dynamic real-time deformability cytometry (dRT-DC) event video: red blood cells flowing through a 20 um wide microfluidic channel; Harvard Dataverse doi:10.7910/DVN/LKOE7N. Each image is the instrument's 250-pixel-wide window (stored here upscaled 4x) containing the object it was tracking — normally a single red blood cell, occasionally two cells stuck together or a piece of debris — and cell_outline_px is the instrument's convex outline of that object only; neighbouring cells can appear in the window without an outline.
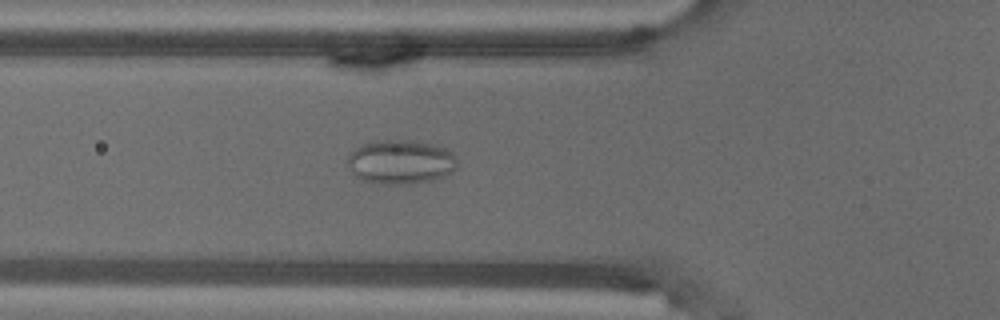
{"species": "common noctule bat (a hibernating species)", "species_latin": "Nyctalus noctula", "temperature_condition": "warm", "stored_images_in_passage": 56, "camera_frame_rate_fps": 3000, "um_per_image_px": 0.085, "animal": {"sex": "male", "body_mass_g": 18.8}, "frame": {"image": 1, "passage_image": 20, "time_ms": 6.333, "image_size_px": [1000, 320], "cell_outline_px": [[456, 168], [452, 172], [432, 180], [408, 184], [380, 184], [364, 180], [356, 176], [348, 164], [348, 156], [356, 148], [364, 144], [380, 140], [412, 140], [436, 144], [448, 148], [456, 156]], "centroid_in_image_um": [34.1, 13.75], "position_along_channel_um": 91.7, "area_um2": 28.21}}
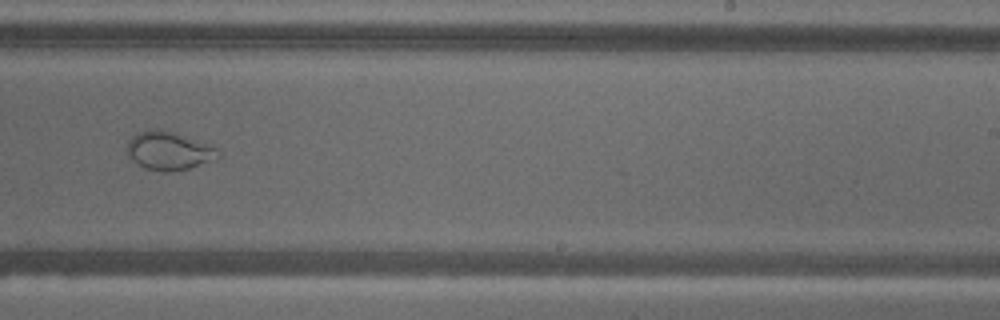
{"frame": {"image": 2, "passage_image": 35, "time_ms": 11.333, "image_size_px": [1000, 320], "cell_outline_px": [[220, 156], [188, 168], [168, 172], [164, 172], [144, 168], [132, 160], [128, 156], [128, 140], [132, 136], [140, 132], [156, 128], [160, 128], [208, 144], [216, 148], [220, 152]], "centroid_in_image_um": [14.31, 12.81], "position_along_channel_um": 274.7, "area_um2": 19.94}}
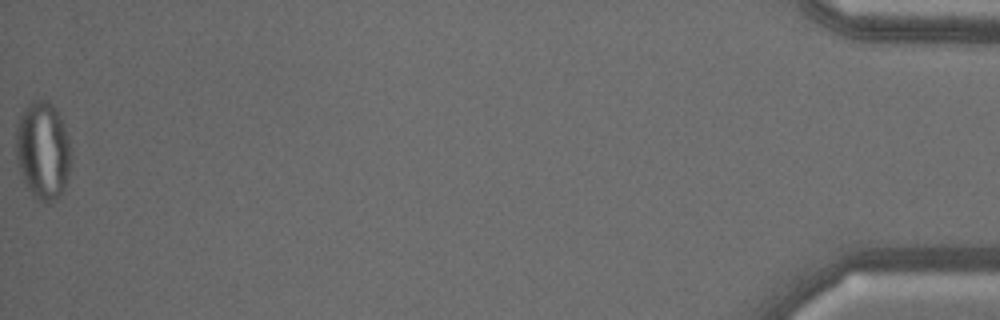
{"frame": {"image": 3, "passage_image": 56, "time_ms": 18.333, "image_size_px": [1000, 320], "cell_outline_px": [[68, 176], [64, 188], [60, 196], [52, 204], [48, 204], [36, 200], [24, 184], [16, 160], [16, 128], [20, 116], [24, 108], [32, 100], [48, 100], [56, 108], [64, 124], [68, 140]], "centroid_in_image_um": [3.61, 12.82], "position_along_channel_um": 431.6, "area_um2": 31.5}}